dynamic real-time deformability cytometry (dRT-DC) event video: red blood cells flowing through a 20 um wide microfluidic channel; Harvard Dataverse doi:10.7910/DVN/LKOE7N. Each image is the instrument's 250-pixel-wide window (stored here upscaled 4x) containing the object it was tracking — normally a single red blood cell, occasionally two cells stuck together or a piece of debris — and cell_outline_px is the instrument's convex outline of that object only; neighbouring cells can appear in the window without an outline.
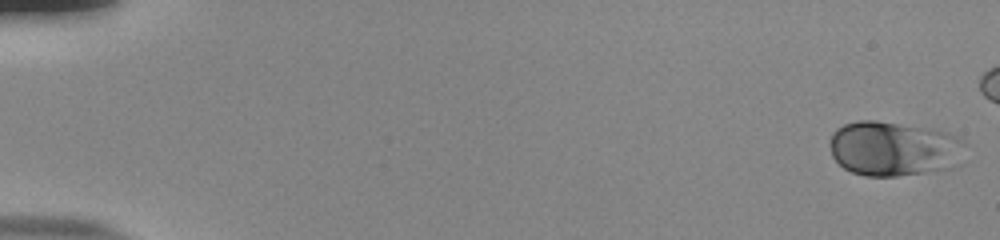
{"species": "human", "species_latin": "Homo sapiens", "temperature_condition": "room temperature", "stored_images_in_passage": 49, "camera_frame_rate_fps": 3000, "um_per_image_px": 0.085, "donor": {"sex": "male"}, "frame": {"image": 1, "passage_image": 1, "time_ms": 0.0, "image_size_px": [1000, 240], "cell_outline_px": [[964, 144], [948, 168], [924, 172], [896, 176], [864, 176], [852, 172], [844, 168], [832, 156], [832, 132], [836, 128], [844, 124], [856, 120], [876, 120], [948, 132], [956, 136]], "centroid_in_image_um": [75.85, 12.62], "position_along_channel_um": 9.1, "area_um2": 42.02}}
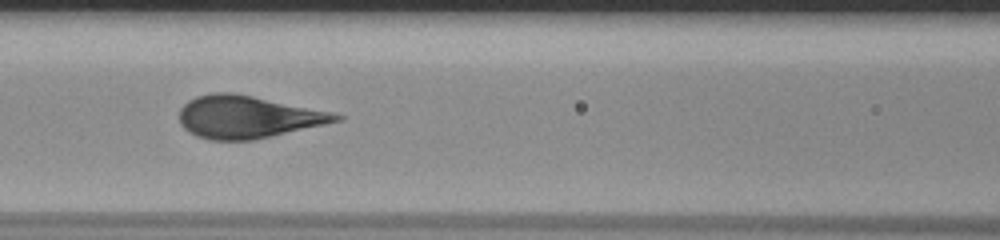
{"frame": {"image": 2, "passage_image": 25, "time_ms": 8.0, "image_size_px": [1000, 240], "cell_outline_px": [[344, 120], [272, 136], [252, 140], [208, 140], [196, 136], [188, 132], [180, 124], [180, 108], [188, 100], [196, 96], [212, 92], [232, 92], [332, 112], [344, 116]], "centroid_in_image_um": [21.03, 9.94], "position_along_channel_um": 145.6, "area_um2": 38.73}}
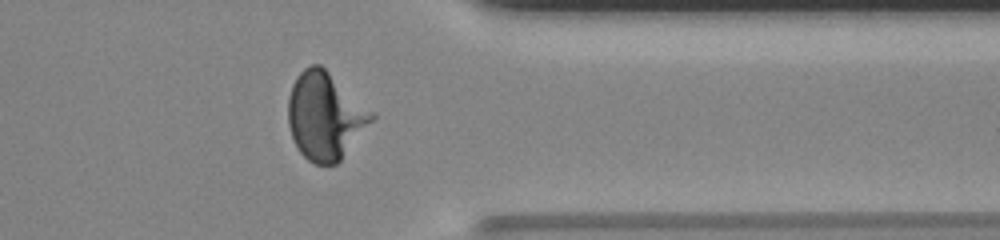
{"frame": {"image": 3, "passage_image": 44, "time_ms": 14.333, "image_size_px": [1000, 240], "cell_outline_px": [[376, 116], [340, 160], [336, 164], [316, 164], [308, 160], [300, 152], [292, 136], [288, 124], [288, 96], [292, 84], [296, 76], [304, 68], [312, 64], [320, 64], [376, 112]], "centroid_in_image_um": [27.64, 9.82], "position_along_channel_um": 383.8, "area_um2": 42.54}}